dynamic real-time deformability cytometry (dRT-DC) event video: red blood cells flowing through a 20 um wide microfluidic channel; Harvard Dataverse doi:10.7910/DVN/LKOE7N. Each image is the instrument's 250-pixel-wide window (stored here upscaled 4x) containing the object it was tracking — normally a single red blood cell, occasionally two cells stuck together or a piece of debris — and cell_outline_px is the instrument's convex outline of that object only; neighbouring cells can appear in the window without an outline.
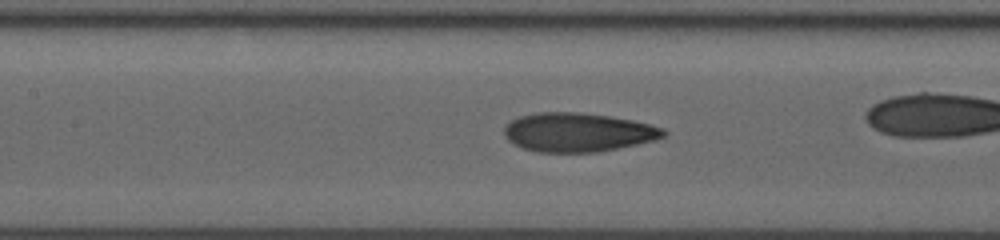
{"species": "human", "species_latin": "Homo sapiens", "temperature_condition": "room temperature", "stored_images_in_passage": 40, "camera_frame_rate_fps": 3000, "um_per_image_px": 0.085, "donor": {"sex": "male"}, "frame": {"image": 1, "passage_image": 23, "time_ms": 7.333, "image_size_px": [1000, 240], "cell_outline_px": [[668, 132], [664, 136], [656, 140], [596, 152], [536, 152], [512, 144], [504, 136], [504, 128], [512, 120], [520, 116], [536, 112], [580, 112], [608, 116], [632, 120], [664, 128]], "centroid_in_image_um": [49.1, 11.24], "position_along_channel_um": 158.3, "area_um2": 36.07}}
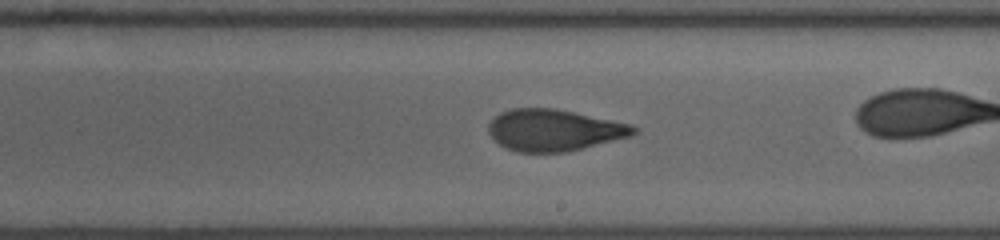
{"frame": {"image": 2, "passage_image": 29, "time_ms": 9.333, "image_size_px": [1000, 240], "cell_outline_px": [[640, 132], [632, 136], [568, 152], [516, 152], [500, 144], [488, 132], [488, 124], [500, 112], [512, 108], [556, 108], [632, 124], [640, 128]], "centroid_in_image_um": [47.16, 11.06], "position_along_channel_um": 241.8, "area_um2": 35.43}}